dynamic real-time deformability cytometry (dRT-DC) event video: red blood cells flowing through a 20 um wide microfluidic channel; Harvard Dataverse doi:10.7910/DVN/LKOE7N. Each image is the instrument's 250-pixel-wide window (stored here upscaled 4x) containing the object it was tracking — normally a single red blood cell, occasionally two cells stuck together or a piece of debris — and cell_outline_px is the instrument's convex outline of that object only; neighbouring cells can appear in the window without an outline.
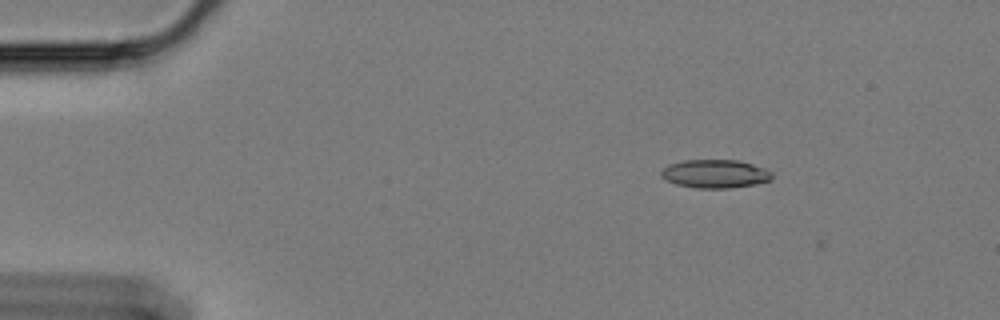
{"species": "Egyptian fruit bat (a non-hibernating species)", "species_latin": "Rousettus aegyptiacus", "temperature_condition": "cold", "stored_images_in_passage": 2, "camera_frame_rate_fps": 3000, "um_per_image_px": 0.085, "animal": {"sex": "female"}, "frame": {"image": 1, "passage_image": 1, "time_ms": 0.0, "image_size_px": [1000, 320], "cell_outline_px": [[772, 180], [756, 184], [728, 188], [696, 188], [676, 184], [660, 176], [660, 172], [668, 164], [684, 160], [736, 160], [752, 164], [764, 168], [772, 172]], "centroid_in_image_um": [60.78, 14.77], "position_along_channel_um": 24.2, "area_um2": 18.32}}